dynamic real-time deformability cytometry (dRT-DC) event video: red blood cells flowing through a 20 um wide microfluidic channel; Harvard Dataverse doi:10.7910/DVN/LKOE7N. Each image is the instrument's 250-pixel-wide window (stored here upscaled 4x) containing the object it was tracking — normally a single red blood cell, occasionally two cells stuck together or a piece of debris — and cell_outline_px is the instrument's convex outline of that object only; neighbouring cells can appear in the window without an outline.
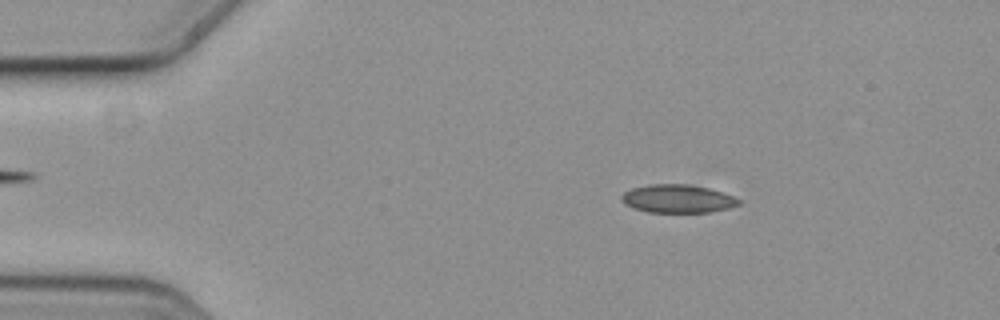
{"species": "common noctule bat (a hibernating species)", "species_latin": "Nyctalus noctula", "temperature_condition": "cold", "stored_images_in_passage": 3, "camera_frame_rate_fps": 3000, "um_per_image_px": 0.085, "animal": {"sex": "female", "body_mass_g": 19.3, "forearm_length_mm": 54.1}, "frame": {"image": 1, "passage_image": 1, "time_ms": 0.0, "image_size_px": [1000, 320], "cell_outline_px": [[740, 204], [728, 208], [712, 212], [648, 212], [632, 208], [624, 204], [620, 200], [620, 196], [624, 192], [632, 188], [652, 184], [692, 184], [708, 188], [732, 196], [740, 200]], "centroid_in_image_um": [57.56, 16.89], "position_along_channel_um": 27.4, "area_um2": 19.31}}
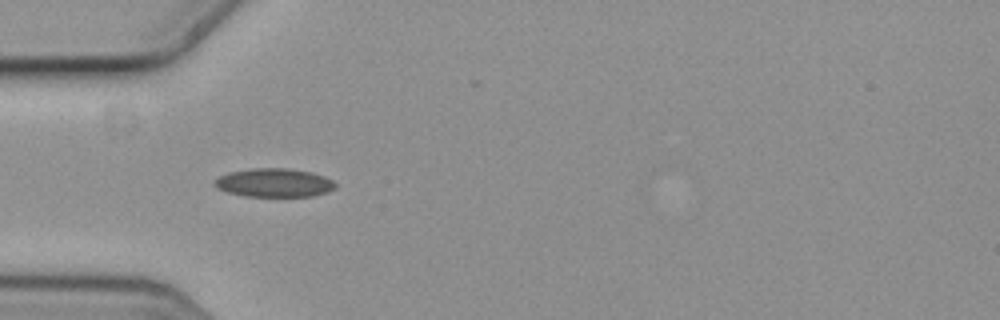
{"frame": {"image": 2, "passage_image": 3, "time_ms": 0.667, "image_size_px": [1000, 320], "cell_outline_px": [[336, 188], [328, 192], [312, 196], [244, 196], [228, 192], [216, 188], [212, 184], [220, 176], [228, 172], [252, 168], [288, 168], [312, 172], [324, 176], [332, 180], [336, 184]], "centroid_in_image_um": [23.31, 15.53], "position_along_channel_um": 61.7, "area_um2": 20.23}}